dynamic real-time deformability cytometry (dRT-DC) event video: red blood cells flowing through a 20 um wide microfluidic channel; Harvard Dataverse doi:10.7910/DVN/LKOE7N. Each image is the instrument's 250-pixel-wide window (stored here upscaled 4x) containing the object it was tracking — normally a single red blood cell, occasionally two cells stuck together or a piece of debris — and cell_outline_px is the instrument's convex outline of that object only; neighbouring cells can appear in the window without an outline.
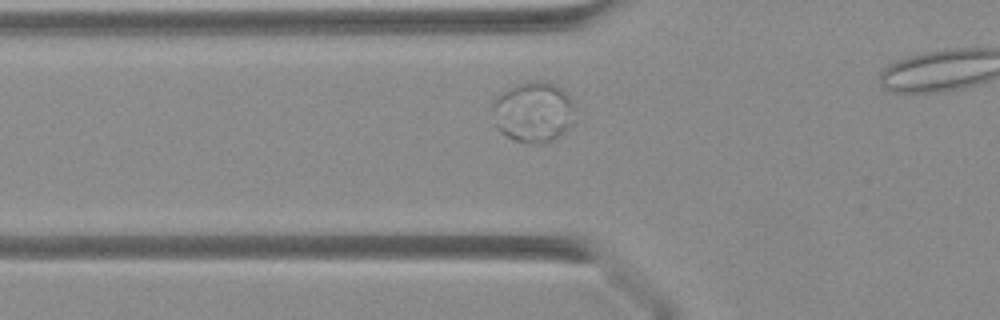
{"species": "Egyptian fruit bat (a non-hibernating species)", "species_latin": "Rousettus aegyptiacus", "temperature_condition": "warm", "stored_images_in_passage": 11, "camera_frame_rate_fps": 3000, "um_per_image_px": 0.085, "animal": {"sex": "female"}, "frame": {"image": 1, "passage_image": 4, "time_ms": 1.0, "image_size_px": [1000, 320], "cell_outline_px": [[576, 120], [572, 124], [552, 140], [516, 140], [500, 132], [496, 124], [492, 104], [492, 100], [496, 96], [508, 88], [516, 84], [532, 80], [540, 80], [556, 84], [568, 96], [572, 104]], "centroid_in_image_um": [45.32, 9.44], "position_along_channel_um": 80.5, "area_um2": 28.44}}
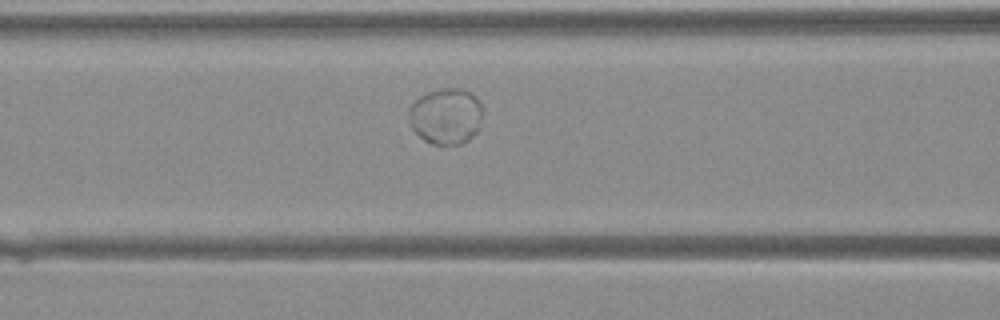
{"frame": {"image": 2, "passage_image": 7, "time_ms": 2.0, "image_size_px": [1000, 320], "cell_outline_px": [[484, 116], [476, 132], [468, 140], [460, 144], [432, 144], [424, 140], [412, 128], [408, 108], [420, 96], [428, 92], [440, 88], [460, 88], [468, 92], [484, 108]], "centroid_in_image_um": [37.92, 9.87], "position_along_channel_um": 128.7, "area_um2": 24.04}}
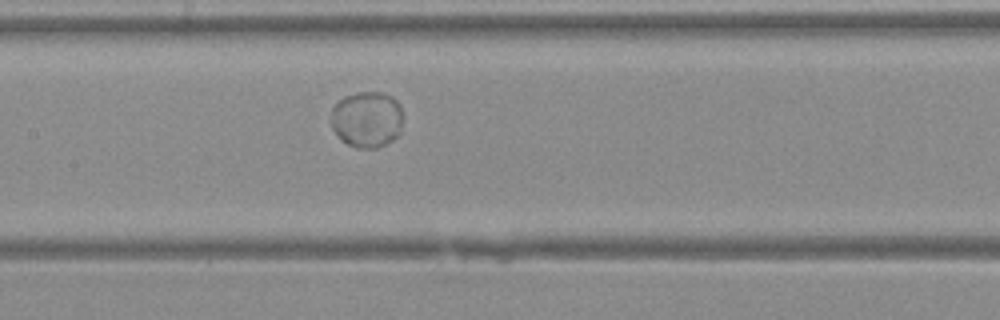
{"frame": {"image": 3, "passage_image": 10, "time_ms": 3.0, "image_size_px": [1000, 320], "cell_outline_px": [[404, 116], [400, 132], [392, 140], [376, 148], [356, 148], [348, 144], [332, 128], [332, 108], [344, 96], [356, 92], [380, 92], [392, 96], [396, 100]], "centroid_in_image_um": [31.22, 10.13], "position_along_channel_um": 176.2, "area_um2": 23.47}}